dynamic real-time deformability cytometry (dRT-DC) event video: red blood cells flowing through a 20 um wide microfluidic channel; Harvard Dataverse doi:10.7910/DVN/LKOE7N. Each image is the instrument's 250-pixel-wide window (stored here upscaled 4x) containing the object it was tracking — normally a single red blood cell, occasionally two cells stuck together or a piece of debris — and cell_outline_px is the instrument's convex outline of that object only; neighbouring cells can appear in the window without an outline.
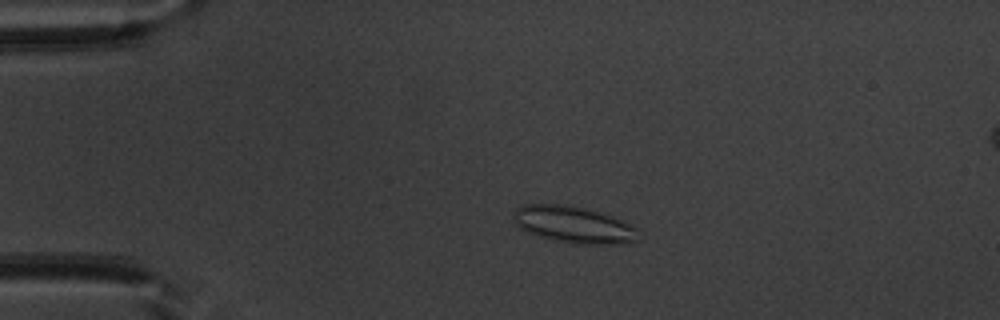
{"species": "common noctule bat (a hibernating species)", "species_latin": "Nyctalus noctula", "temperature_condition": "warm", "stored_images_in_passage": 51, "camera_frame_rate_fps": 3000, "um_per_image_px": 0.085, "animal": {"sex": "male", "body_mass_g": 20.1, "forearm_length_mm": 53.5}, "frame": {"image": 1, "passage_image": 11, "time_ms": 3.333, "image_size_px": [1000, 320], "cell_outline_px": [[644, 236], [636, 240], [624, 244], [572, 244], [552, 240], [528, 232], [520, 228], [512, 220], [512, 212], [516, 208], [524, 204], [564, 204], [604, 212], [624, 220], [636, 228]], "centroid_in_image_um": [48.8, 19.09], "position_along_channel_um": 36.2, "area_um2": 27.46}}
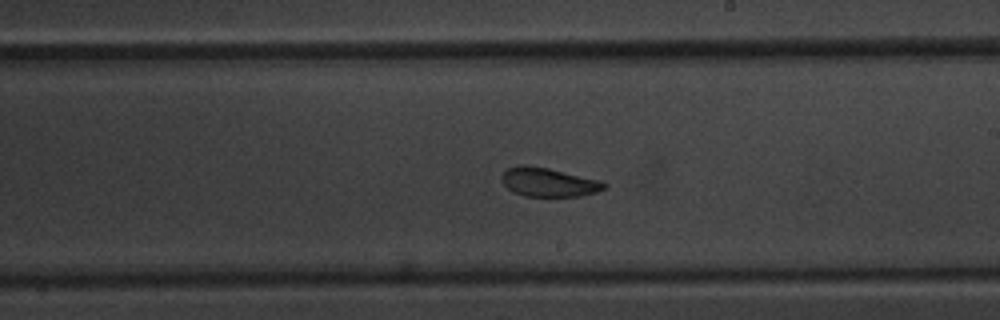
{"frame": {"image": 2, "passage_image": 30, "time_ms": 9.667, "image_size_px": [1000, 320], "cell_outline_px": [[608, 188], [596, 192], [580, 196], [524, 196], [512, 192], [504, 184], [500, 176], [508, 168], [516, 164], [524, 164], [548, 168], [600, 180], [608, 184]], "centroid_in_image_um": [46.63, 15.48], "position_along_channel_um": 242.4, "area_um2": 17.4}}
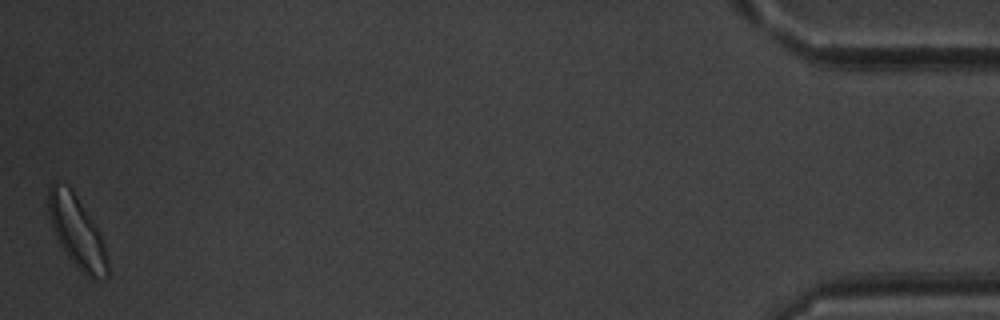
{"frame": {"image": 3, "passage_image": 51, "time_ms": 16.667, "image_size_px": [1000, 320], "cell_outline_px": [[108, 276], [96, 280], [92, 280], [68, 256], [60, 244], [52, 228], [48, 216], [48, 188], [52, 184], [68, 184], [72, 188], [96, 228], [104, 244], [108, 256]], "centroid_in_image_um": [6.53, 19.69], "position_along_channel_um": 428.7, "area_um2": 24.22}, "authors_computed_cell_mechanics": {"area_um2": 19.1896, "velocity_mm_per_s": 3.9122, "shape_relaxation_time_tau1_ms": 2.5375, "shape_relaxation_time_tau2_ms": 1.5517, "deformation_change_tau1": 0.0916, "deformation_change_tau2": 0.0802}}